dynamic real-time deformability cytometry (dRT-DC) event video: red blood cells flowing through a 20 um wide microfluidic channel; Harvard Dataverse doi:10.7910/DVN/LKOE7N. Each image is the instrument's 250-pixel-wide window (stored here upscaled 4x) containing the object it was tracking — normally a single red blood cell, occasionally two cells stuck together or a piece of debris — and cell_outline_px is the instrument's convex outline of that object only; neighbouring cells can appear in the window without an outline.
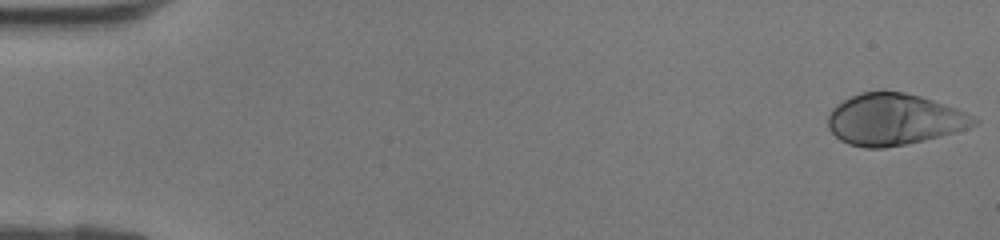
{"species": "human", "species_latin": "Homo sapiens", "temperature_condition": "room temperature", "stored_images_in_passage": 41, "camera_frame_rate_fps": 3000, "um_per_image_px": 0.085, "donor": {"sex": "female"}, "frame": {"image": 1, "passage_image": 1, "time_ms": 0.0, "image_size_px": [1000, 240], "cell_outline_px": [[980, 120], [976, 124], [956, 132], [924, 140], [884, 148], [864, 148], [848, 144], [840, 140], [828, 128], [828, 116], [832, 108], [844, 100], [860, 92], [904, 92], [920, 96], [956, 108]], "centroid_in_image_um": [75.98, 10.16], "position_along_channel_um": 9.0, "area_um2": 43.41}}
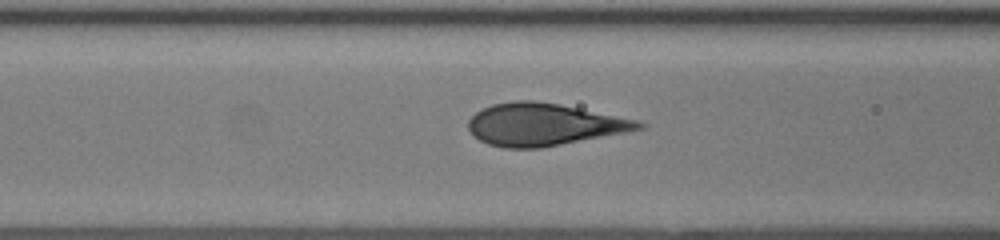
{"frame": {"image": 2, "passage_image": 17, "time_ms": 5.333, "image_size_px": [1000, 240], "cell_outline_px": [[648, 128], [628, 132], [540, 148], [504, 148], [488, 144], [472, 136], [468, 128], [468, 120], [476, 112], [492, 104], [516, 100], [532, 100], [560, 104], [636, 120], [648, 124]], "centroid_in_image_um": [46.23, 10.59], "position_along_channel_um": 120.4, "area_um2": 42.02}}
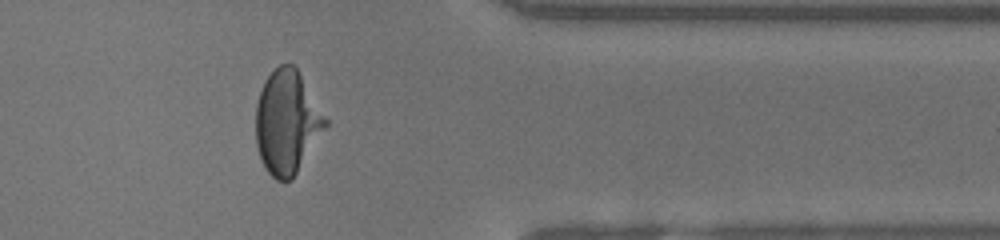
{"frame": {"image": 3, "passage_image": 34, "time_ms": 11.0, "image_size_px": [1000, 240], "cell_outline_px": [[328, 124], [292, 180], [276, 180], [264, 168], [260, 160], [256, 144], [256, 104], [264, 80], [280, 64], [292, 64], [296, 68], [328, 120]], "centroid_in_image_um": [24.38, 10.41], "position_along_channel_um": 387.0, "area_um2": 41.73}}